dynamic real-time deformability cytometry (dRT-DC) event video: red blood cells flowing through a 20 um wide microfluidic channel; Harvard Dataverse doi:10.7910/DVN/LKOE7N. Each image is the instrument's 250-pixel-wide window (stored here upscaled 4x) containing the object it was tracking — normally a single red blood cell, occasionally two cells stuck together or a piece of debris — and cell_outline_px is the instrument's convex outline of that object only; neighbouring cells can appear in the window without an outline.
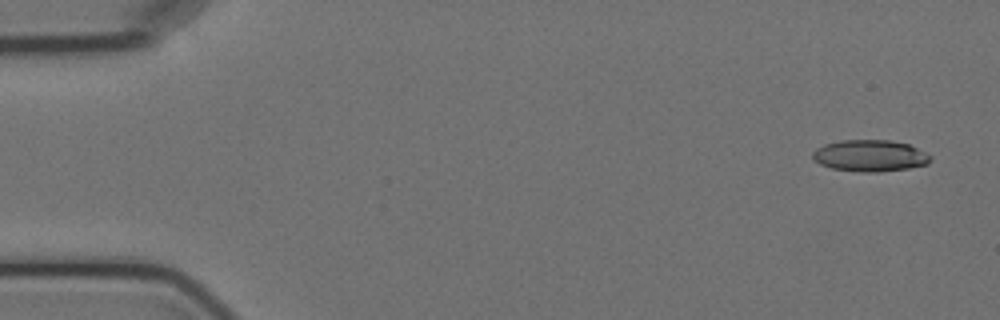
{"species": "Egyptian fruit bat (a non-hibernating species)", "species_latin": "Rousettus aegyptiacus", "temperature_condition": "cold", "stored_images_in_passage": 5, "camera_frame_rate_fps": 3000, "um_per_image_px": 0.085, "animal": {"sex": "female"}, "frame": {"image": 1, "passage_image": 1, "time_ms": 0.0, "image_size_px": [1000, 320], "cell_outline_px": [[932, 160], [928, 164], [908, 168], [880, 172], [860, 172], [832, 168], [820, 164], [812, 160], [812, 152], [816, 148], [824, 144], [844, 140], [888, 140], [908, 144], [932, 156]], "centroid_in_image_um": [73.93, 13.24], "position_along_channel_um": 11.1, "area_um2": 21.73}}